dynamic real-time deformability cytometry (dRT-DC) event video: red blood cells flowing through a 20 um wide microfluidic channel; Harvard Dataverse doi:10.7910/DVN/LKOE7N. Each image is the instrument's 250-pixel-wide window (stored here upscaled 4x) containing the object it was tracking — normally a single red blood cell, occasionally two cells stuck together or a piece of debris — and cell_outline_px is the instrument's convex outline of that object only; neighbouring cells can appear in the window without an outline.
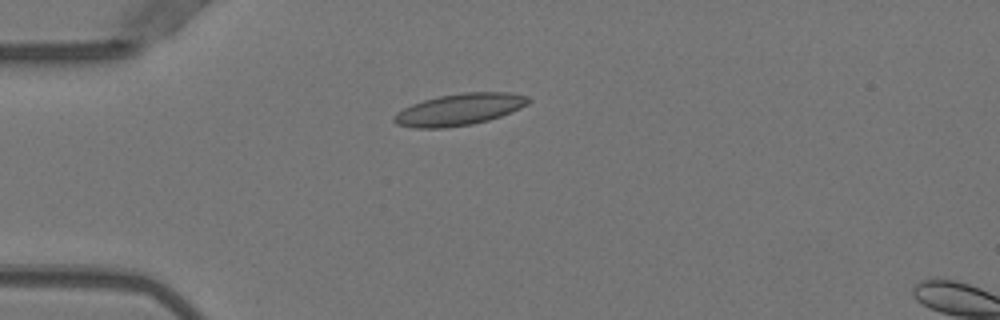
{"species": "Egyptian fruit bat (a non-hibernating species)", "species_latin": "Rousettus aegyptiacus", "temperature_condition": "warm", "stored_images_in_passage": 2, "camera_frame_rate_fps": 3000, "um_per_image_px": 0.085, "animal": {"sex": "female"}, "frame": {"image": 1, "passage_image": 1, "time_ms": 0.0, "image_size_px": [1000, 320], "cell_outline_px": [[532, 100], [528, 104], [520, 108], [500, 116], [488, 120], [472, 124], [448, 128], [412, 128], [396, 124], [392, 120], [392, 116], [396, 112], [412, 104], [424, 100], [440, 96], [464, 92], [508, 92], [528, 96]], "centroid_in_image_um": [39.03, 9.31], "position_along_channel_um": 46.0, "area_um2": 24.91}}